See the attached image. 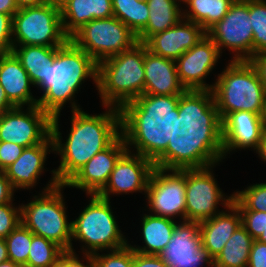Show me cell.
I'll return each instance as SVG.
<instances>
[{"label":"cell","mask_w":266,"mask_h":267,"mask_svg":"<svg viewBox=\"0 0 266 267\" xmlns=\"http://www.w3.org/2000/svg\"><path fill=\"white\" fill-rule=\"evenodd\" d=\"M223 160L222 120L212 90H186L175 108L174 136L154 166L205 168Z\"/></svg>","instance_id":"6da1fadb"},{"label":"cell","mask_w":266,"mask_h":267,"mask_svg":"<svg viewBox=\"0 0 266 267\" xmlns=\"http://www.w3.org/2000/svg\"><path fill=\"white\" fill-rule=\"evenodd\" d=\"M105 110L94 115L82 109L71 111V127L66 142L62 141V133L59 131L60 114L52 117L53 153L61 157L60 165L54 168L59 184H65L92 157L106 149L121 134L120 109L105 106Z\"/></svg>","instance_id":"7a4b0ae2"},{"label":"cell","mask_w":266,"mask_h":267,"mask_svg":"<svg viewBox=\"0 0 266 267\" xmlns=\"http://www.w3.org/2000/svg\"><path fill=\"white\" fill-rule=\"evenodd\" d=\"M178 103L179 95L152 94L140 95L126 103L120 112L121 134L127 150L154 162L174 136Z\"/></svg>","instance_id":"3957f363"},{"label":"cell","mask_w":266,"mask_h":267,"mask_svg":"<svg viewBox=\"0 0 266 267\" xmlns=\"http://www.w3.org/2000/svg\"><path fill=\"white\" fill-rule=\"evenodd\" d=\"M97 74L98 64L69 39L57 48L52 65L47 67L46 78L37 86L43 91L37 105L51 117L61 114L69 101L71 111L81 110L75 102L76 94L87 79H92L97 89Z\"/></svg>","instance_id":"277c9868"},{"label":"cell","mask_w":266,"mask_h":267,"mask_svg":"<svg viewBox=\"0 0 266 267\" xmlns=\"http://www.w3.org/2000/svg\"><path fill=\"white\" fill-rule=\"evenodd\" d=\"M52 178L28 204L21 205V223L34 235L44 237L64 251L75 252L72 242V222H68L63 195L65 184H59L54 169Z\"/></svg>","instance_id":"5b68a950"},{"label":"cell","mask_w":266,"mask_h":267,"mask_svg":"<svg viewBox=\"0 0 266 267\" xmlns=\"http://www.w3.org/2000/svg\"><path fill=\"white\" fill-rule=\"evenodd\" d=\"M144 43L98 64L97 90L102 106L121 109L144 94Z\"/></svg>","instance_id":"8992f818"},{"label":"cell","mask_w":266,"mask_h":267,"mask_svg":"<svg viewBox=\"0 0 266 267\" xmlns=\"http://www.w3.org/2000/svg\"><path fill=\"white\" fill-rule=\"evenodd\" d=\"M229 61L212 89L221 120L236 111L265 116L266 90L257 70L250 61Z\"/></svg>","instance_id":"52a82bcc"},{"label":"cell","mask_w":266,"mask_h":267,"mask_svg":"<svg viewBox=\"0 0 266 267\" xmlns=\"http://www.w3.org/2000/svg\"><path fill=\"white\" fill-rule=\"evenodd\" d=\"M87 196H90L89 204L71 221L72 241L83 243L81 253L94 255L99 251L116 250L128 245L129 241L120 230L110 200L97 194Z\"/></svg>","instance_id":"ba28073f"},{"label":"cell","mask_w":266,"mask_h":267,"mask_svg":"<svg viewBox=\"0 0 266 267\" xmlns=\"http://www.w3.org/2000/svg\"><path fill=\"white\" fill-rule=\"evenodd\" d=\"M68 40L63 31L60 5L52 0L21 8L12 17L13 45L61 47Z\"/></svg>","instance_id":"9c48e42d"},{"label":"cell","mask_w":266,"mask_h":267,"mask_svg":"<svg viewBox=\"0 0 266 267\" xmlns=\"http://www.w3.org/2000/svg\"><path fill=\"white\" fill-rule=\"evenodd\" d=\"M69 39L91 56L97 64L131 49L138 43L136 34L114 16L93 19Z\"/></svg>","instance_id":"30bf717a"},{"label":"cell","mask_w":266,"mask_h":267,"mask_svg":"<svg viewBox=\"0 0 266 267\" xmlns=\"http://www.w3.org/2000/svg\"><path fill=\"white\" fill-rule=\"evenodd\" d=\"M206 34L213 40L221 55L227 49L233 54L231 61H249L253 57L249 0H235L227 14Z\"/></svg>","instance_id":"8fae6325"},{"label":"cell","mask_w":266,"mask_h":267,"mask_svg":"<svg viewBox=\"0 0 266 267\" xmlns=\"http://www.w3.org/2000/svg\"><path fill=\"white\" fill-rule=\"evenodd\" d=\"M215 166L186 169L185 221L200 223L221 212L219 203L226 209L233 202V194L226 196L218 187Z\"/></svg>","instance_id":"7c38bea8"},{"label":"cell","mask_w":266,"mask_h":267,"mask_svg":"<svg viewBox=\"0 0 266 267\" xmlns=\"http://www.w3.org/2000/svg\"><path fill=\"white\" fill-rule=\"evenodd\" d=\"M186 169L155 167L150 175L146 194L149 214L185 221Z\"/></svg>","instance_id":"4fadbf2b"},{"label":"cell","mask_w":266,"mask_h":267,"mask_svg":"<svg viewBox=\"0 0 266 267\" xmlns=\"http://www.w3.org/2000/svg\"><path fill=\"white\" fill-rule=\"evenodd\" d=\"M15 107L0 115V141L22 147L43 143L51 135L52 117L38 105Z\"/></svg>","instance_id":"5bb4252c"},{"label":"cell","mask_w":266,"mask_h":267,"mask_svg":"<svg viewBox=\"0 0 266 267\" xmlns=\"http://www.w3.org/2000/svg\"><path fill=\"white\" fill-rule=\"evenodd\" d=\"M200 223L177 221L170 242L159 254L168 267H214V259L202 246Z\"/></svg>","instance_id":"9a60e30c"},{"label":"cell","mask_w":266,"mask_h":267,"mask_svg":"<svg viewBox=\"0 0 266 267\" xmlns=\"http://www.w3.org/2000/svg\"><path fill=\"white\" fill-rule=\"evenodd\" d=\"M154 168L152 160L126 150L116 161L107 184L97 195L107 200H111L110 195L114 194L144 192L145 195Z\"/></svg>","instance_id":"2e32d148"},{"label":"cell","mask_w":266,"mask_h":267,"mask_svg":"<svg viewBox=\"0 0 266 267\" xmlns=\"http://www.w3.org/2000/svg\"><path fill=\"white\" fill-rule=\"evenodd\" d=\"M222 57L213 40L206 35L176 61L179 80L186 90H212L215 83L207 84L206 77Z\"/></svg>","instance_id":"e0dca14e"},{"label":"cell","mask_w":266,"mask_h":267,"mask_svg":"<svg viewBox=\"0 0 266 267\" xmlns=\"http://www.w3.org/2000/svg\"><path fill=\"white\" fill-rule=\"evenodd\" d=\"M127 150L120 134L106 149L98 152L66 183V187L81 189L86 195L98 194L107 184L116 161Z\"/></svg>","instance_id":"ac0fdd59"},{"label":"cell","mask_w":266,"mask_h":267,"mask_svg":"<svg viewBox=\"0 0 266 267\" xmlns=\"http://www.w3.org/2000/svg\"><path fill=\"white\" fill-rule=\"evenodd\" d=\"M264 117L249 111H236L222 121L224 159L237 149L251 148L255 153L266 129Z\"/></svg>","instance_id":"d6986e66"},{"label":"cell","mask_w":266,"mask_h":267,"mask_svg":"<svg viewBox=\"0 0 266 267\" xmlns=\"http://www.w3.org/2000/svg\"><path fill=\"white\" fill-rule=\"evenodd\" d=\"M206 35L199 24L182 18L173 27L152 35L144 44L152 53L176 61Z\"/></svg>","instance_id":"ffe728a7"},{"label":"cell","mask_w":266,"mask_h":267,"mask_svg":"<svg viewBox=\"0 0 266 267\" xmlns=\"http://www.w3.org/2000/svg\"><path fill=\"white\" fill-rule=\"evenodd\" d=\"M50 152H54L52 135L43 143L26 147L21 156L4 170L15 191L36 187L37 180L44 173L45 161Z\"/></svg>","instance_id":"44dd1931"},{"label":"cell","mask_w":266,"mask_h":267,"mask_svg":"<svg viewBox=\"0 0 266 267\" xmlns=\"http://www.w3.org/2000/svg\"><path fill=\"white\" fill-rule=\"evenodd\" d=\"M144 94L181 95L186 89L181 84L174 60L149 51L144 44Z\"/></svg>","instance_id":"7402d4cb"},{"label":"cell","mask_w":266,"mask_h":267,"mask_svg":"<svg viewBox=\"0 0 266 267\" xmlns=\"http://www.w3.org/2000/svg\"><path fill=\"white\" fill-rule=\"evenodd\" d=\"M0 85L15 107L38 104V98L31 93L30 77L13 52L0 54Z\"/></svg>","instance_id":"603a6c76"},{"label":"cell","mask_w":266,"mask_h":267,"mask_svg":"<svg viewBox=\"0 0 266 267\" xmlns=\"http://www.w3.org/2000/svg\"><path fill=\"white\" fill-rule=\"evenodd\" d=\"M240 226L241 215L238 207L232 202L225 211L223 209L212 218L200 222L202 246L215 259Z\"/></svg>","instance_id":"cb8c5ba5"},{"label":"cell","mask_w":266,"mask_h":267,"mask_svg":"<svg viewBox=\"0 0 266 267\" xmlns=\"http://www.w3.org/2000/svg\"><path fill=\"white\" fill-rule=\"evenodd\" d=\"M64 33L70 38L93 19L113 16L112 0H64L60 4Z\"/></svg>","instance_id":"d4e9b609"},{"label":"cell","mask_w":266,"mask_h":267,"mask_svg":"<svg viewBox=\"0 0 266 267\" xmlns=\"http://www.w3.org/2000/svg\"><path fill=\"white\" fill-rule=\"evenodd\" d=\"M142 243L143 246L131 245L129 246L133 251L147 254L159 255L163 249L170 242L173 231L176 227V220L168 217L156 216L152 214H142Z\"/></svg>","instance_id":"484cf974"},{"label":"cell","mask_w":266,"mask_h":267,"mask_svg":"<svg viewBox=\"0 0 266 267\" xmlns=\"http://www.w3.org/2000/svg\"><path fill=\"white\" fill-rule=\"evenodd\" d=\"M149 9L147 25L136 35L145 43L152 35L173 27L183 18V8L171 0H146Z\"/></svg>","instance_id":"4316f807"},{"label":"cell","mask_w":266,"mask_h":267,"mask_svg":"<svg viewBox=\"0 0 266 267\" xmlns=\"http://www.w3.org/2000/svg\"><path fill=\"white\" fill-rule=\"evenodd\" d=\"M58 47L38 45H13L12 52L27 71L32 87H37L46 78L48 65H52Z\"/></svg>","instance_id":"83f0119b"},{"label":"cell","mask_w":266,"mask_h":267,"mask_svg":"<svg viewBox=\"0 0 266 267\" xmlns=\"http://www.w3.org/2000/svg\"><path fill=\"white\" fill-rule=\"evenodd\" d=\"M234 1L188 0L183 9V18L199 24L207 32L227 14Z\"/></svg>","instance_id":"f1b7e54d"},{"label":"cell","mask_w":266,"mask_h":267,"mask_svg":"<svg viewBox=\"0 0 266 267\" xmlns=\"http://www.w3.org/2000/svg\"><path fill=\"white\" fill-rule=\"evenodd\" d=\"M254 239L241 225L214 259L215 267H247Z\"/></svg>","instance_id":"f546056e"},{"label":"cell","mask_w":266,"mask_h":267,"mask_svg":"<svg viewBox=\"0 0 266 267\" xmlns=\"http://www.w3.org/2000/svg\"><path fill=\"white\" fill-rule=\"evenodd\" d=\"M113 16L136 35L147 25L149 9L146 0H112Z\"/></svg>","instance_id":"4dcf8cb0"},{"label":"cell","mask_w":266,"mask_h":267,"mask_svg":"<svg viewBox=\"0 0 266 267\" xmlns=\"http://www.w3.org/2000/svg\"><path fill=\"white\" fill-rule=\"evenodd\" d=\"M64 250L56 243L32 236L26 267H52Z\"/></svg>","instance_id":"1f68e13d"},{"label":"cell","mask_w":266,"mask_h":267,"mask_svg":"<svg viewBox=\"0 0 266 267\" xmlns=\"http://www.w3.org/2000/svg\"><path fill=\"white\" fill-rule=\"evenodd\" d=\"M34 234L20 223L6 238L8 257L10 261L26 265Z\"/></svg>","instance_id":"d6a6232c"},{"label":"cell","mask_w":266,"mask_h":267,"mask_svg":"<svg viewBox=\"0 0 266 267\" xmlns=\"http://www.w3.org/2000/svg\"><path fill=\"white\" fill-rule=\"evenodd\" d=\"M253 29V56L266 51V0H249Z\"/></svg>","instance_id":"836d02e7"},{"label":"cell","mask_w":266,"mask_h":267,"mask_svg":"<svg viewBox=\"0 0 266 267\" xmlns=\"http://www.w3.org/2000/svg\"><path fill=\"white\" fill-rule=\"evenodd\" d=\"M233 203L238 209L266 212V182L248 186L242 191H234Z\"/></svg>","instance_id":"e575fe53"},{"label":"cell","mask_w":266,"mask_h":267,"mask_svg":"<svg viewBox=\"0 0 266 267\" xmlns=\"http://www.w3.org/2000/svg\"><path fill=\"white\" fill-rule=\"evenodd\" d=\"M93 255L94 267H132L133 249L128 245Z\"/></svg>","instance_id":"d590c367"},{"label":"cell","mask_w":266,"mask_h":267,"mask_svg":"<svg viewBox=\"0 0 266 267\" xmlns=\"http://www.w3.org/2000/svg\"><path fill=\"white\" fill-rule=\"evenodd\" d=\"M21 223V205H0V238H6Z\"/></svg>","instance_id":"8d00e7d4"},{"label":"cell","mask_w":266,"mask_h":267,"mask_svg":"<svg viewBox=\"0 0 266 267\" xmlns=\"http://www.w3.org/2000/svg\"><path fill=\"white\" fill-rule=\"evenodd\" d=\"M241 225L256 240L266 230V212L239 209Z\"/></svg>","instance_id":"74e56055"},{"label":"cell","mask_w":266,"mask_h":267,"mask_svg":"<svg viewBox=\"0 0 266 267\" xmlns=\"http://www.w3.org/2000/svg\"><path fill=\"white\" fill-rule=\"evenodd\" d=\"M81 255H83V258H79L76 251H64L52 267H94L93 255ZM83 261H85L86 264L83 263Z\"/></svg>","instance_id":"f35d334b"},{"label":"cell","mask_w":266,"mask_h":267,"mask_svg":"<svg viewBox=\"0 0 266 267\" xmlns=\"http://www.w3.org/2000/svg\"><path fill=\"white\" fill-rule=\"evenodd\" d=\"M25 147L12 142L0 141V171H4L23 153Z\"/></svg>","instance_id":"ab89813d"},{"label":"cell","mask_w":266,"mask_h":267,"mask_svg":"<svg viewBox=\"0 0 266 267\" xmlns=\"http://www.w3.org/2000/svg\"><path fill=\"white\" fill-rule=\"evenodd\" d=\"M12 16L0 13V54L12 52Z\"/></svg>","instance_id":"60d3db41"},{"label":"cell","mask_w":266,"mask_h":267,"mask_svg":"<svg viewBox=\"0 0 266 267\" xmlns=\"http://www.w3.org/2000/svg\"><path fill=\"white\" fill-rule=\"evenodd\" d=\"M247 267H266V243L254 240Z\"/></svg>","instance_id":"b9f144b4"},{"label":"cell","mask_w":266,"mask_h":267,"mask_svg":"<svg viewBox=\"0 0 266 267\" xmlns=\"http://www.w3.org/2000/svg\"><path fill=\"white\" fill-rule=\"evenodd\" d=\"M132 267H168L159 255H147L133 251Z\"/></svg>","instance_id":"7bdbcfd3"},{"label":"cell","mask_w":266,"mask_h":267,"mask_svg":"<svg viewBox=\"0 0 266 267\" xmlns=\"http://www.w3.org/2000/svg\"><path fill=\"white\" fill-rule=\"evenodd\" d=\"M15 190L11 186L4 171H0V205L11 203L14 199Z\"/></svg>","instance_id":"ee69618b"},{"label":"cell","mask_w":266,"mask_h":267,"mask_svg":"<svg viewBox=\"0 0 266 267\" xmlns=\"http://www.w3.org/2000/svg\"><path fill=\"white\" fill-rule=\"evenodd\" d=\"M249 61L257 70L260 81L266 90V51L254 55Z\"/></svg>","instance_id":"f6af8a7d"},{"label":"cell","mask_w":266,"mask_h":267,"mask_svg":"<svg viewBox=\"0 0 266 267\" xmlns=\"http://www.w3.org/2000/svg\"><path fill=\"white\" fill-rule=\"evenodd\" d=\"M15 0H0V13L13 15L18 11Z\"/></svg>","instance_id":"bcb514c9"},{"label":"cell","mask_w":266,"mask_h":267,"mask_svg":"<svg viewBox=\"0 0 266 267\" xmlns=\"http://www.w3.org/2000/svg\"><path fill=\"white\" fill-rule=\"evenodd\" d=\"M12 108H15V106L8 100L5 90L0 85V115Z\"/></svg>","instance_id":"7dc6e473"},{"label":"cell","mask_w":266,"mask_h":267,"mask_svg":"<svg viewBox=\"0 0 266 267\" xmlns=\"http://www.w3.org/2000/svg\"><path fill=\"white\" fill-rule=\"evenodd\" d=\"M49 0H15L18 9L32 6H39Z\"/></svg>","instance_id":"c3c4849f"},{"label":"cell","mask_w":266,"mask_h":267,"mask_svg":"<svg viewBox=\"0 0 266 267\" xmlns=\"http://www.w3.org/2000/svg\"><path fill=\"white\" fill-rule=\"evenodd\" d=\"M256 154H258V157L262 159V161L264 162L266 161V129L264 130L262 134V139L256 150Z\"/></svg>","instance_id":"681fc988"},{"label":"cell","mask_w":266,"mask_h":267,"mask_svg":"<svg viewBox=\"0 0 266 267\" xmlns=\"http://www.w3.org/2000/svg\"><path fill=\"white\" fill-rule=\"evenodd\" d=\"M9 260L7 244L4 238H0V263L6 262Z\"/></svg>","instance_id":"f907efd6"},{"label":"cell","mask_w":266,"mask_h":267,"mask_svg":"<svg viewBox=\"0 0 266 267\" xmlns=\"http://www.w3.org/2000/svg\"><path fill=\"white\" fill-rule=\"evenodd\" d=\"M0 267H26V266L8 260L6 262L0 263Z\"/></svg>","instance_id":"816d5d0a"},{"label":"cell","mask_w":266,"mask_h":267,"mask_svg":"<svg viewBox=\"0 0 266 267\" xmlns=\"http://www.w3.org/2000/svg\"><path fill=\"white\" fill-rule=\"evenodd\" d=\"M256 240L263 242V243H266V230L263 231Z\"/></svg>","instance_id":"f5cc1de1"},{"label":"cell","mask_w":266,"mask_h":267,"mask_svg":"<svg viewBox=\"0 0 266 267\" xmlns=\"http://www.w3.org/2000/svg\"><path fill=\"white\" fill-rule=\"evenodd\" d=\"M171 1H173V2H175L176 4H178V5H180V7H181V3L182 4H184V5H186L187 4V2H188V0H171ZM180 3V4H179Z\"/></svg>","instance_id":"db71d44e"},{"label":"cell","mask_w":266,"mask_h":267,"mask_svg":"<svg viewBox=\"0 0 266 267\" xmlns=\"http://www.w3.org/2000/svg\"><path fill=\"white\" fill-rule=\"evenodd\" d=\"M54 1L56 4L60 5L64 0H52Z\"/></svg>","instance_id":"11a10c76"},{"label":"cell","mask_w":266,"mask_h":267,"mask_svg":"<svg viewBox=\"0 0 266 267\" xmlns=\"http://www.w3.org/2000/svg\"><path fill=\"white\" fill-rule=\"evenodd\" d=\"M264 119H265V128H266V114H265V117H264Z\"/></svg>","instance_id":"9f6ffc18"}]
</instances>
